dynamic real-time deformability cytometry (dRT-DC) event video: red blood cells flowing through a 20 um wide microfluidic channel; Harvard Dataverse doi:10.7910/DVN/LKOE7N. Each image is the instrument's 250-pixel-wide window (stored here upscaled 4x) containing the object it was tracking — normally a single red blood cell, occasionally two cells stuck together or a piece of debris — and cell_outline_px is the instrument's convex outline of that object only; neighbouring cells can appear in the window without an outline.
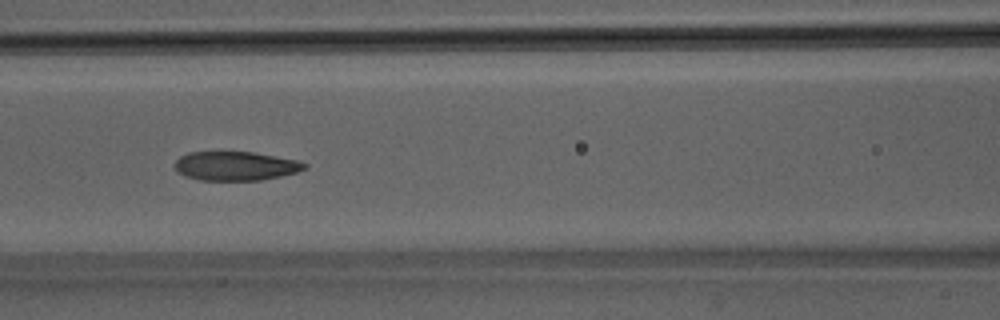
{"species": "Egyptian fruit bat (a non-hibernating species)", "species_latin": "Rousettus aegyptiacus", "temperature_condition": "room temperature", "stored_images_in_passage": 36, "camera_frame_rate_fps": 3000, "um_per_image_px": 0.085, "animal": {"sex": "male"}, "frame": {"image": 1, "passage_image": 8, "time_ms": 2.333, "image_size_px": [1000, 320], "cell_outline_px": [[308, 168], [296, 172], [280, 176], [260, 180], [200, 180], [184, 176], [176, 172], [176, 160], [180, 156], [188, 152], [252, 152], [296, 160], [308, 164]], "centroid_in_image_um": [20.01, 14.11], "position_along_channel_um": 146.6, "area_um2": 21.85}}
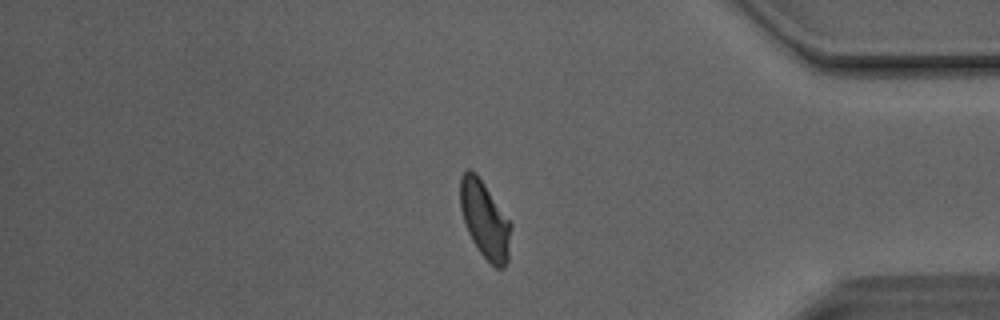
{"frame": {"image": 2, "passage_image": 28, "time_ms": 9.0, "image_size_px": [1000, 320], "cell_outline_px": [[512, 224], [508, 260], [504, 268], [496, 268], [480, 252], [472, 240], [468, 232], [460, 208], [460, 176], [468, 168], [476, 172]], "centroid_in_image_um": [41.21, 18.67], "position_along_channel_um": 394.0, "area_um2": 22.66}}
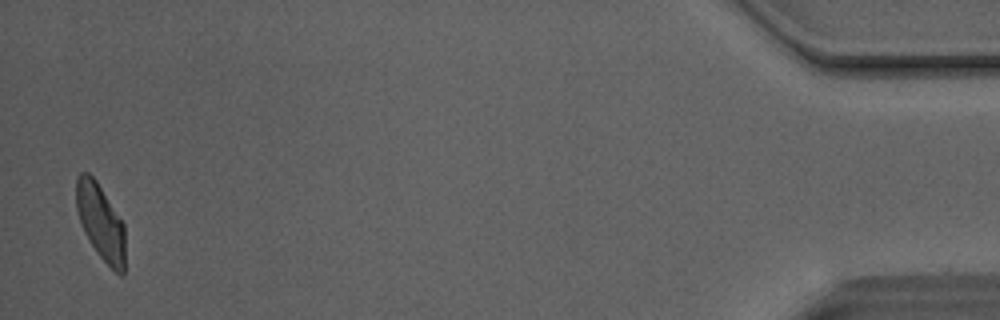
{"frame": {"image": 3, "passage_image": 35, "time_ms": 11.333, "image_size_px": [1000, 320], "cell_outline_px": [[124, 272], [120, 276], [100, 256], [84, 232], [76, 208], [76, 176], [80, 172], [88, 172], [96, 180], [124, 224]], "centroid_in_image_um": [8.54, 18.83], "position_along_channel_um": 426.7, "area_um2": 21.27}, "authors_computed_cell_mechanics": {"area_um2": 22.5998, "velocity_mm_per_s": 4.1105, "shape_relaxation_time_tau1_ms": 5.8935, "shape_relaxation_time_tau2_ms": 1.5584, "deformation_change_tau1": 0.1676, "deformation_change_tau2": 0.0838}}